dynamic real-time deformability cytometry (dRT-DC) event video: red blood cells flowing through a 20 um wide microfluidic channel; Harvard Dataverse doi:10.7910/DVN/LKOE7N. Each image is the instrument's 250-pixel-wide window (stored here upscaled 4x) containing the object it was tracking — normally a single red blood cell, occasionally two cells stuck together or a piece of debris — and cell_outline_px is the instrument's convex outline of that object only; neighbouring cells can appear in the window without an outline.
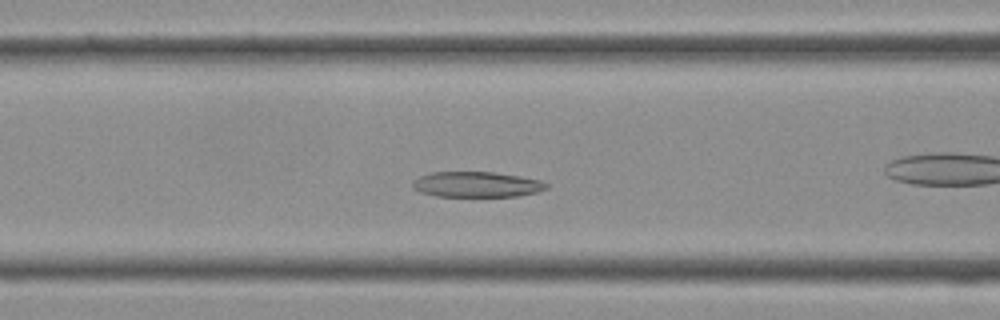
{"species": "Egyptian fruit bat (a non-hibernating species)", "species_latin": "Rousettus aegyptiacus", "temperature_condition": "cold", "stored_images_in_passage": 35, "camera_frame_rate_fps": 3000, "um_per_image_px": 0.085, "frame": {"image": 1, "passage_image": 11, "time_ms": 3.333, "image_size_px": [1000, 320], "cell_outline_px": [[548, 188], [536, 192], [520, 196], [436, 196], [420, 192], [412, 188], [412, 180], [420, 176], [432, 172], [496, 172], [520, 176], [540, 180], [548, 184]], "centroid_in_image_um": [40.5, 15.67], "position_along_channel_um": 126.1, "area_um2": 19.94}}
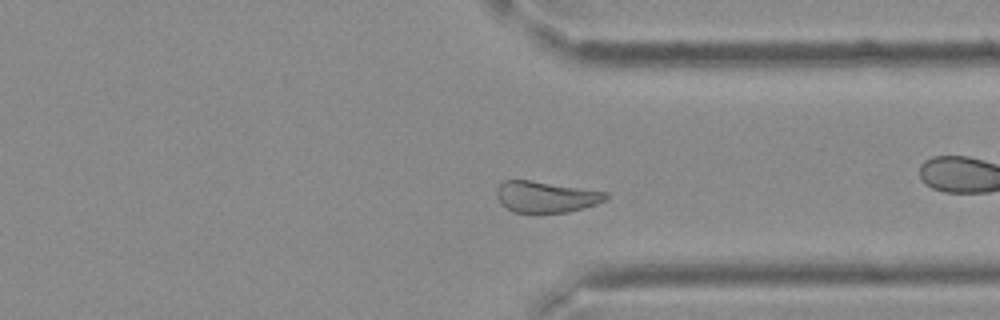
{"frame": {"image": 2, "passage_image": 25, "time_ms": 8.0, "image_size_px": [1000, 320], "cell_outline_px": [[608, 196], [604, 200], [596, 204], [568, 212], [512, 212], [500, 204], [496, 196], [496, 188], [504, 180], [532, 180], [608, 192]], "centroid_in_image_um": [46.36, 16.72], "position_along_channel_um": 365.0, "area_um2": 19.88}}